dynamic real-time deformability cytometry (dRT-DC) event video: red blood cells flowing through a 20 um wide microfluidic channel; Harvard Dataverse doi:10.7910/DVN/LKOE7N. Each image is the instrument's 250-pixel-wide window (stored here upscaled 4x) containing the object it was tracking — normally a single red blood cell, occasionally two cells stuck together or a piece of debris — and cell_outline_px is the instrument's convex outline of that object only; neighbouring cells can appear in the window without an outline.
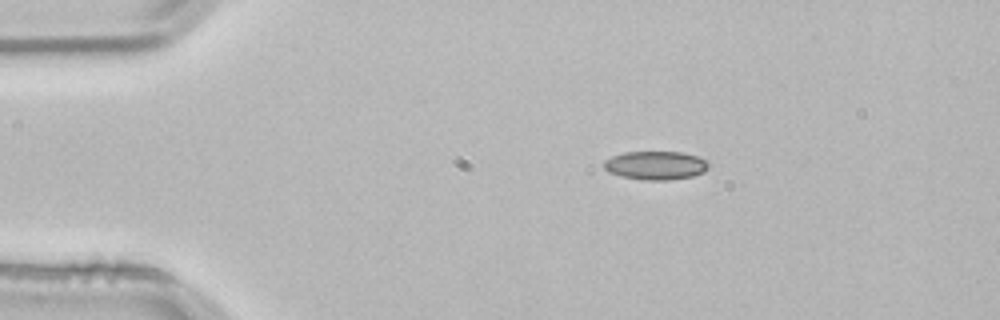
{"species": "common noctule bat (a hibernating species)", "species_latin": "Nyctalus noctula", "temperature_condition": "room temperature", "stored_images_in_passage": 4, "segment_of_instrument_passage": [1, 2], "camera_frame_rate_fps": 3000, "um_per_image_px": 0.085, "animal": {"sex": "male", "body_mass_g": 21.5, "forearm_length_mm": 52.0}, "frame": {"image": 1, "passage_image": 2, "time_ms": 0.333, "image_size_px": [1000, 320], "cell_outline_px": [[708, 168], [704, 172], [692, 176], [668, 180], [644, 180], [624, 176], [608, 172], [604, 168], [604, 160], [612, 156], [624, 152], [680, 152], [696, 156], [704, 160], [708, 164]], "centroid_in_image_um": [55.71, 14.05], "position_along_channel_um": 29.3, "area_um2": 17.22}}